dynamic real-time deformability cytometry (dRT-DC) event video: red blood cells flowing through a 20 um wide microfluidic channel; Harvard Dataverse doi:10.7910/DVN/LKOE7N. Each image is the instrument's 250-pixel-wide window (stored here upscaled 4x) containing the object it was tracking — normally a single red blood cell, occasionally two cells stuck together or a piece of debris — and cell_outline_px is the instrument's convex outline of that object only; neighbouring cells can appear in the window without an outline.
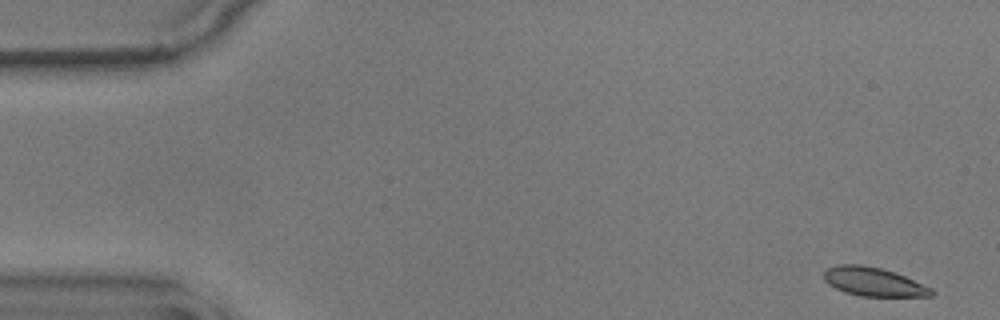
{"species": "common noctule bat (a hibernating species)", "species_latin": "Nyctalus noctula", "temperature_condition": "warm", "stored_images_in_passage": 19, "camera_frame_rate_fps": 3000, "um_per_image_px": 0.085, "animal": {"sex": "male", "body_mass_g": 17.9}, "frame": {"image": 1, "passage_image": 1, "time_ms": 0.0, "image_size_px": [1000, 320], "cell_outline_px": [[936, 292], [932, 296], [860, 296], [844, 292], [828, 284], [824, 280], [824, 272], [828, 268], [840, 264], [860, 264], [880, 268], [904, 276], [932, 288]], "centroid_in_image_um": [74.24, 23.96], "position_along_channel_um": 10.8, "area_um2": 17.86}}